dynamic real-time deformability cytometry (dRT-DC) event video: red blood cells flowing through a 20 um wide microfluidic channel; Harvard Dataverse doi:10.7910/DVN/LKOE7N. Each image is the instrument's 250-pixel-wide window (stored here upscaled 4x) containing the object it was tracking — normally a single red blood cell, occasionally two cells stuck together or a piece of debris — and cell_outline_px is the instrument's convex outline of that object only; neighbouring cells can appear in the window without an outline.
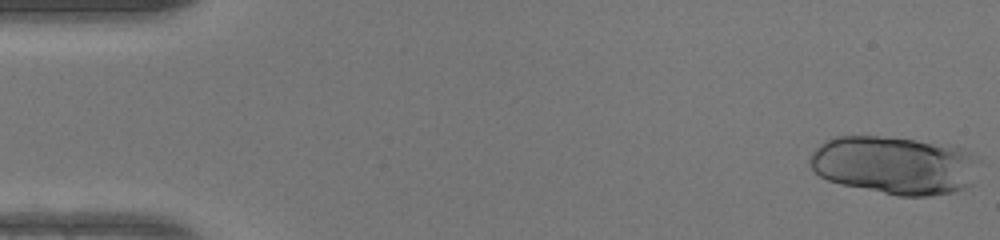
{"species": "human", "species_latin": "Homo sapiens", "temperature_condition": "warm", "stored_images_in_passage": 25, "camera_frame_rate_fps": 3000, "um_per_image_px": 0.085, "donor": {"sex": "female"}, "frame": {"image": 1, "passage_image": 1, "time_ms": 0.0, "image_size_px": [1000, 240], "cell_outline_px": [[980, 160], [976, 184], [956, 192], [932, 196], [896, 196], [840, 184], [828, 180], [820, 176], [808, 164], [808, 160], [812, 152], [820, 144], [832, 136], [876, 136], [956, 144], [980, 156]], "centroid_in_image_um": [76.15, 14.04], "position_along_channel_um": 8.8, "area_um2": 59.07}}
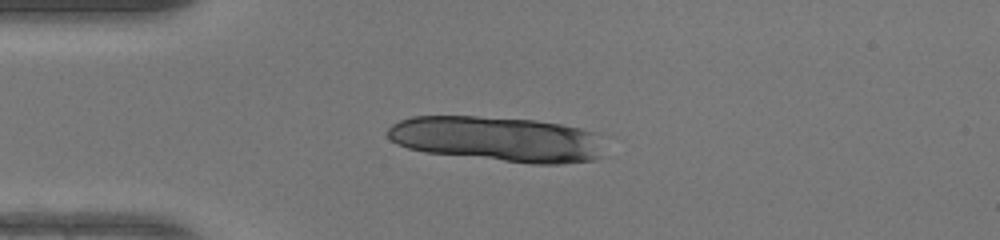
{"frame": {"image": 2, "passage_image": 12, "time_ms": 3.667, "image_size_px": [1000, 240], "cell_outline_px": [[604, 156], [596, 160], [560, 164], [532, 164], [424, 152], [408, 148], [396, 144], [388, 136], [388, 128], [392, 124], [400, 120], [412, 116], [476, 116], [536, 120], [560, 124], [580, 128], [596, 132]], "centroid_in_image_um": [42.29, 11.82], "position_along_channel_um": 42.7, "area_um2": 57.4}}
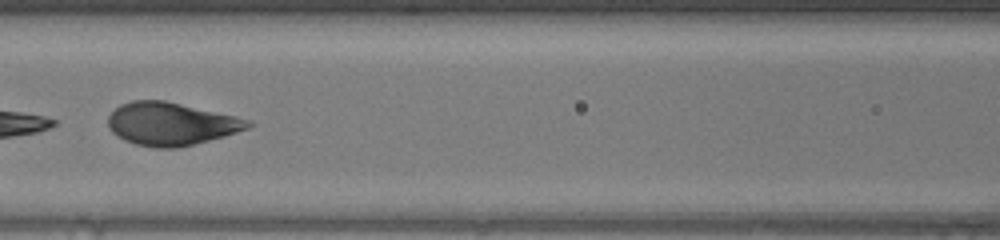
{"frame": {"image": 3, "passage_image": 22, "time_ms": 7.0, "image_size_px": [1000, 240], "cell_outline_px": [[256, 124], [248, 128], [224, 136], [176, 148], [152, 148], [136, 144], [124, 140], [116, 136], [108, 128], [108, 116], [120, 104], [132, 100], [164, 100], [236, 116], [252, 120]], "centroid_in_image_um": [14.53, 10.52], "position_along_channel_um": 152.1, "area_um2": 35.03}}